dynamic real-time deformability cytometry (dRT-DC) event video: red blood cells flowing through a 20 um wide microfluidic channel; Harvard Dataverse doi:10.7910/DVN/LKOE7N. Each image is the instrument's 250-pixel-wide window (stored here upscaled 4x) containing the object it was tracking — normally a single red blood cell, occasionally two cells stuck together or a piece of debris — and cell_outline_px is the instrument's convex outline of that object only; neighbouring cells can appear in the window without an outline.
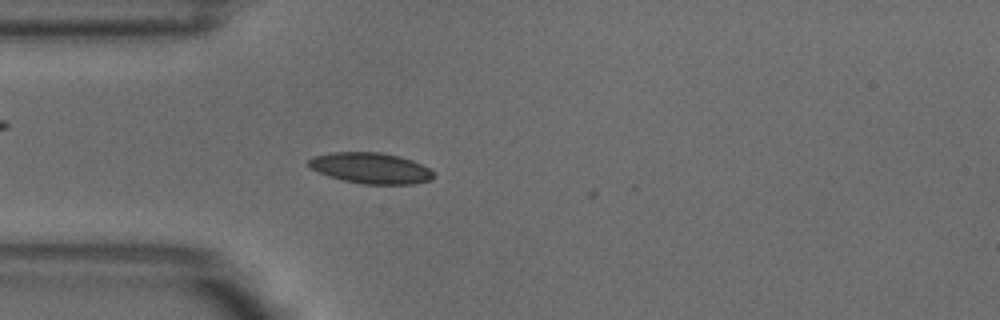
{"species": "common noctule bat (a hibernating species)", "species_latin": "Nyctalus noctula", "temperature_condition": "warm", "stored_images_in_passage": 3, "camera_frame_rate_fps": 3000, "um_per_image_px": 0.085, "animal": {"sex": "male", "body_mass_g": 18.8}, "frame": {"image": 1, "passage_image": 3, "time_ms": 0.667, "image_size_px": [1000, 320], "cell_outline_px": [[432, 180], [416, 184], [364, 184], [344, 180], [328, 176], [312, 168], [308, 164], [308, 160], [312, 156], [332, 152], [380, 152], [400, 156], [412, 160], [428, 168], [432, 172]], "centroid_in_image_um": [31.51, 14.28], "position_along_channel_um": 53.5, "area_um2": 22.37}}